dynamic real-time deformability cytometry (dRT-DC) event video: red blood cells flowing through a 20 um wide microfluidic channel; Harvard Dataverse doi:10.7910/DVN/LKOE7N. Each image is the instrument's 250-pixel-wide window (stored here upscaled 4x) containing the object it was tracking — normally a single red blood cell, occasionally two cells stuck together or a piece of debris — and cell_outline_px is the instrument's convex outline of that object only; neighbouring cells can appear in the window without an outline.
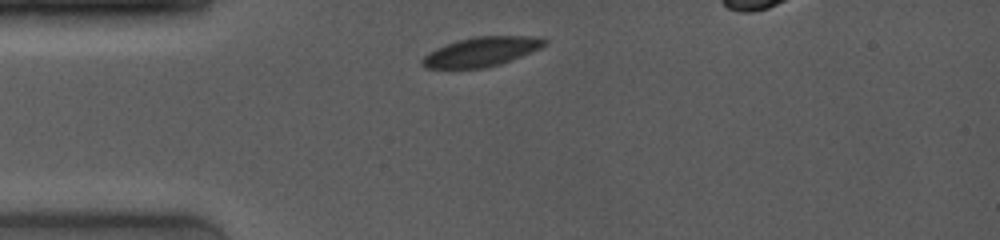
{"species": "common noctule bat (a hibernating species)", "species_latin": "Nyctalus noctula", "temperature_condition": "room temperature", "stored_images_in_passage": 2, "camera_frame_rate_fps": 4000, "um_per_image_px": 0.085, "animal": {"sex": "female", "body_mass_g": 19.0, "forearm_length_mm": 53.3}, "frame": {"image": 1, "passage_image": 1, "time_ms": 0.0, "image_size_px": [1000, 240], "cell_outline_px": [[548, 44], [540, 48], [500, 64], [484, 68], [424, 68], [420, 64], [420, 60], [428, 52], [436, 48], [460, 40], [476, 36], [544, 36], [548, 40]], "centroid_in_image_um": [40.94, 4.39], "position_along_channel_um": 44.1, "area_um2": 20.92}}